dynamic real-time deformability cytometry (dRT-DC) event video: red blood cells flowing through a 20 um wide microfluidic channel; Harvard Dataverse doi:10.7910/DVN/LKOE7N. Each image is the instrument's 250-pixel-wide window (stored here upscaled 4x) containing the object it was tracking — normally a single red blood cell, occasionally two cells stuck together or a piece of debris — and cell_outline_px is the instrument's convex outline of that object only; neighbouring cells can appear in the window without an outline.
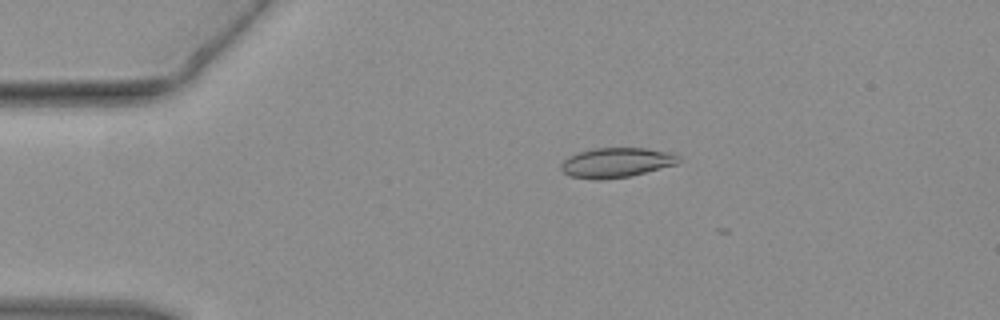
{"species": "common noctule bat (a hibernating species)", "species_latin": "Nyctalus noctula", "temperature_condition": "warm", "stored_images_in_passage": 4, "camera_frame_rate_fps": 3000, "um_per_image_px": 0.085, "animal": {"sex": "female", "body_mass_g": 19.3, "forearm_length_mm": 54.1}, "frame": {"image": 1, "passage_image": 1, "time_ms": 0.0, "image_size_px": [1000, 320], "cell_outline_px": [[680, 160], [676, 164], [628, 176], [600, 180], [596, 180], [568, 176], [560, 168], [560, 164], [568, 156], [592, 148], [648, 148], [672, 152], [680, 156]], "centroid_in_image_um": [52.37, 13.81], "position_along_channel_um": 32.6, "area_um2": 20.4}}